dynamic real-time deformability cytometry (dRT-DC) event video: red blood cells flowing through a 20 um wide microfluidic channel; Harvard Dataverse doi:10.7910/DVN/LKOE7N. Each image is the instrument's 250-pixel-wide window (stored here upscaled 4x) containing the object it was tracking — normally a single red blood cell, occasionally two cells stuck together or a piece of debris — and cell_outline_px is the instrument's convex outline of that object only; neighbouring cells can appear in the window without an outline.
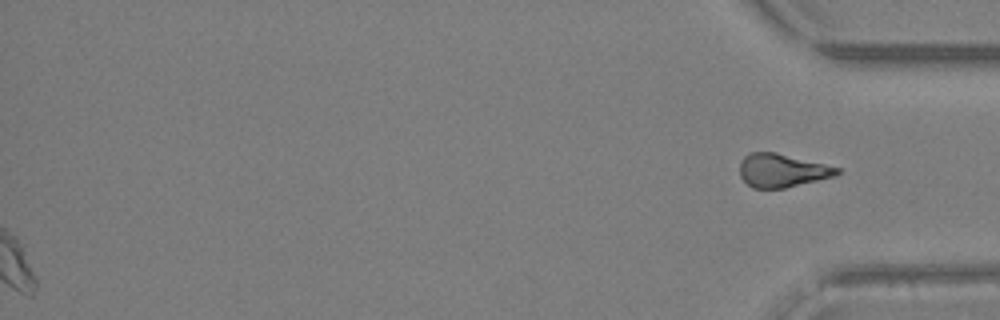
{"species": "Egyptian fruit bat (a non-hibernating species)", "species_latin": "Rousettus aegyptiacus", "temperature_condition": "warm", "stored_images_in_passage": 36, "segment_of_instrument_passage": [2, 2], "camera_frame_rate_fps": 3000, "um_per_image_px": 0.085, "animal": {"sex": "female"}, "frame": {"image": 1, "passage_image": 36, "time_ms": 11.667, "image_size_px": [1000, 320], "cell_outline_px": [[840, 172], [836, 176], [784, 188], [752, 188], [740, 176], [740, 164], [744, 156], [748, 152], [776, 152], [840, 168]], "centroid_in_image_um": [66.46, 14.48], "position_along_channel_um": 368.7, "area_um2": 18.84}}